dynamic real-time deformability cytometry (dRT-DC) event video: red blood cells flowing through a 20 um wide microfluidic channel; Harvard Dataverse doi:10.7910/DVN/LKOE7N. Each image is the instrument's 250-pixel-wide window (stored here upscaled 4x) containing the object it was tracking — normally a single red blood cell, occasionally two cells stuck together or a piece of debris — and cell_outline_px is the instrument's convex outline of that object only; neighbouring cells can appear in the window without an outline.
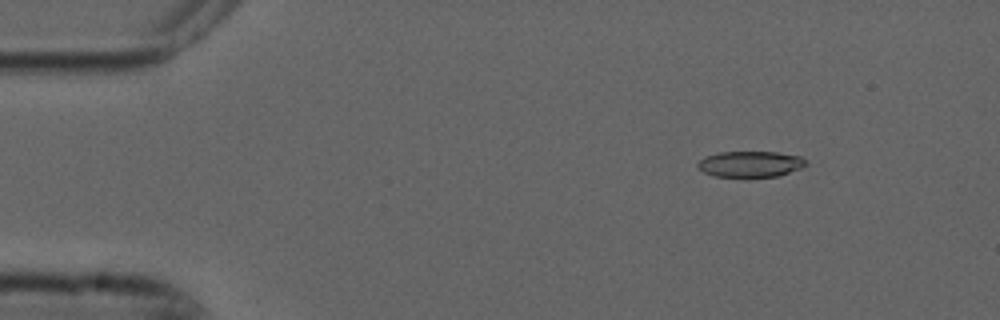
{"species": "common noctule bat (a hibernating species)", "species_latin": "Nyctalus noctula", "temperature_condition": "cold", "stored_images_in_passage": 50, "camera_frame_rate_fps": 3000, "um_per_image_px": 0.085, "animal": {"sex": "male", "forearm_length_mm": 52.5}, "frame": {"image": 1, "passage_image": 3, "time_ms": 0.667, "image_size_px": [1000, 320], "cell_outline_px": [[808, 164], [800, 168], [776, 176], [748, 180], [712, 176], [704, 172], [696, 164], [704, 156], [720, 152], [776, 152], [800, 156]], "centroid_in_image_um": [63.73, 13.99], "position_along_channel_um": 21.3, "area_um2": 16.99}}
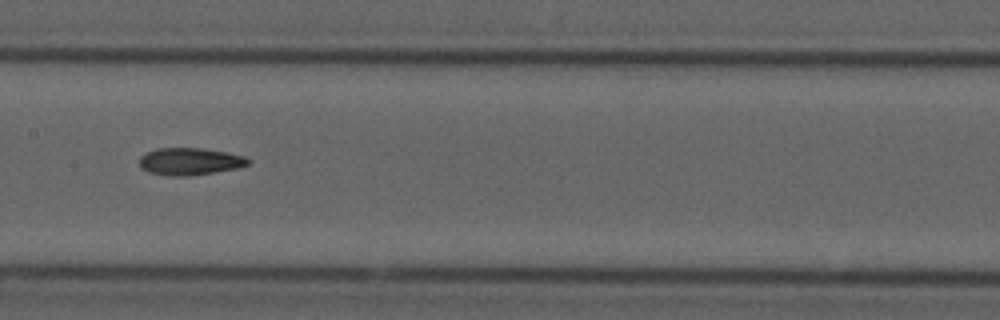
{"frame": {"image": 2, "passage_image": 23, "time_ms": 7.333, "image_size_px": [1000, 320], "cell_outline_px": [[252, 160], [248, 164], [236, 168], [216, 172], [188, 176], [168, 176], [148, 172], [140, 168], [140, 156], [156, 148], [204, 148], [228, 152], [244, 156]], "centroid_in_image_um": [16.14, 13.72], "position_along_channel_um": 191.3, "area_um2": 17.4}}
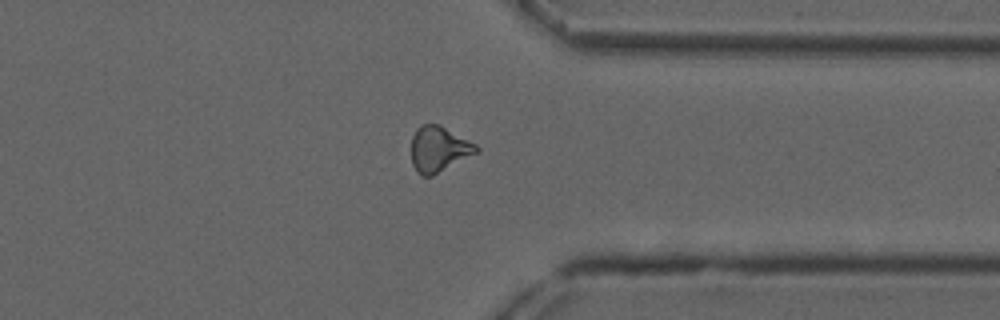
{"frame": {"image": 3, "passage_image": 38, "time_ms": 12.333, "image_size_px": [1000, 320], "cell_outline_px": [[480, 152], [432, 176], [420, 176], [416, 172], [412, 164], [412, 136], [416, 128], [420, 124], [440, 124], [476, 144], [480, 148]], "centroid_in_image_um": [37.31, 12.68], "position_along_channel_um": 374.1, "area_um2": 17.57}, "authors_computed_cell_mechanics": {"area_um2": 17.1666, "velocity_mm_per_s": 3.7533, "shape_relaxation_time_tau1_ms": 10.3687, "shape_relaxation_time_tau2_ms": 4.6698, "deformation_change_tau1": 0.2255, "deformation_change_tau2": 0.1257}}